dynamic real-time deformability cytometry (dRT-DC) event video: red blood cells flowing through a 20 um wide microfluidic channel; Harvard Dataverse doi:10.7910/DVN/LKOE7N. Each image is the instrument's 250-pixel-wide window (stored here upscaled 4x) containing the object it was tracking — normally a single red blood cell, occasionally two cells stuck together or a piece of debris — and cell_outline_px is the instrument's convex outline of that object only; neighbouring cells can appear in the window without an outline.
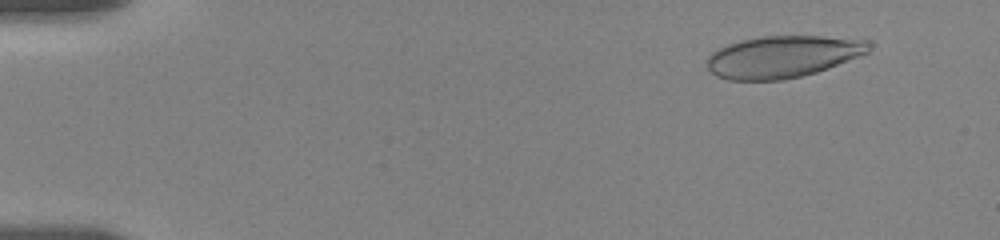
{"species": "human", "species_latin": "Homo sapiens", "temperature_condition": "room temperature", "stored_images_in_passage": 20, "camera_frame_rate_fps": 3000, "um_per_image_px": 0.085, "donor": {"sex": "female"}, "frame": {"image": 1, "passage_image": 4, "time_ms": 1.333, "image_size_px": [1000, 240], "cell_outline_px": [[872, 52], [828, 68], [816, 72], [784, 80], [728, 80], [716, 76], [704, 64], [704, 60], [716, 48], [740, 40], [760, 36], [820, 36], [868, 40], [872, 44]], "centroid_in_image_um": [66.52, 4.81], "position_along_channel_um": 18.5, "area_um2": 40.11}}
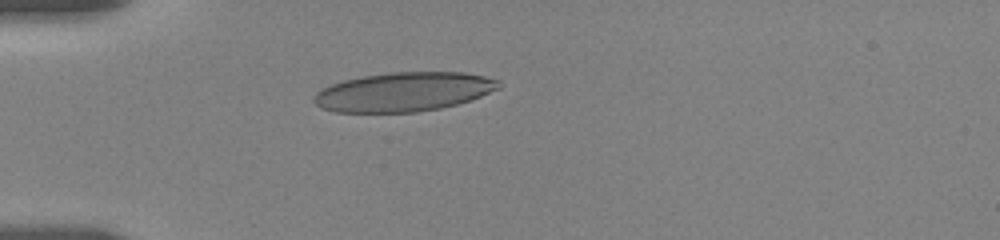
{"frame": {"image": 2, "passage_image": 17, "time_ms": 5.0, "image_size_px": [1000, 240], "cell_outline_px": [[500, 88], [472, 100], [440, 108], [416, 112], [336, 112], [320, 108], [312, 100], [316, 92], [332, 84], [344, 80], [364, 76], [392, 72], [464, 72], [484, 76], [500, 80]], "centroid_in_image_um": [34.33, 7.81], "position_along_channel_um": 50.7, "area_um2": 42.14}}